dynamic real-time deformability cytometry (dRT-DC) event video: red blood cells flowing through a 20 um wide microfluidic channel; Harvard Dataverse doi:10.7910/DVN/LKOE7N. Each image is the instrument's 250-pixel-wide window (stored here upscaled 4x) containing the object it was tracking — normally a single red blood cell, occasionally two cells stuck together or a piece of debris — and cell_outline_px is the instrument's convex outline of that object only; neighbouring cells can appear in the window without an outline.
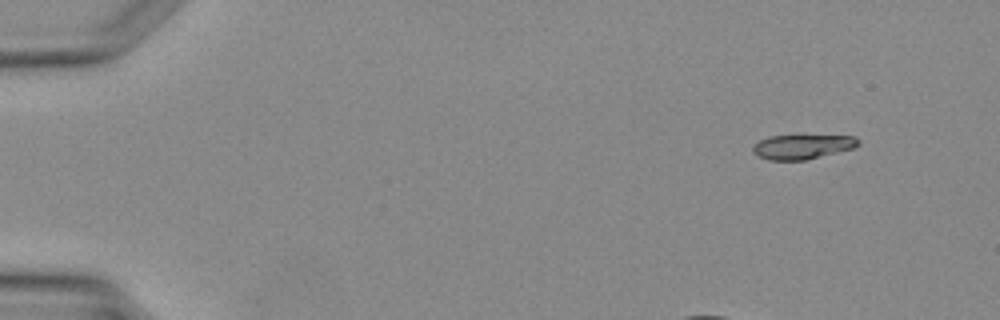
{"species": "Egyptian fruit bat (a non-hibernating species)", "species_latin": "Rousettus aegyptiacus", "temperature_condition": "warm", "stored_images_in_passage": 4, "segment_of_instrument_passage": [2, 2], "camera_frame_rate_fps": 3000, "um_per_image_px": 0.085, "animal": {"sex": "female"}, "frame": {"image": 1, "passage_image": 4, "time_ms": 3.667, "image_size_px": [1000, 320], "cell_outline_px": [[860, 144], [852, 148], [804, 160], [768, 160], [752, 152], [752, 148], [760, 140], [768, 136], [856, 136], [860, 140]], "centroid_in_image_um": [68.19, 12.47], "position_along_channel_um": 16.8, "area_um2": 14.74}}